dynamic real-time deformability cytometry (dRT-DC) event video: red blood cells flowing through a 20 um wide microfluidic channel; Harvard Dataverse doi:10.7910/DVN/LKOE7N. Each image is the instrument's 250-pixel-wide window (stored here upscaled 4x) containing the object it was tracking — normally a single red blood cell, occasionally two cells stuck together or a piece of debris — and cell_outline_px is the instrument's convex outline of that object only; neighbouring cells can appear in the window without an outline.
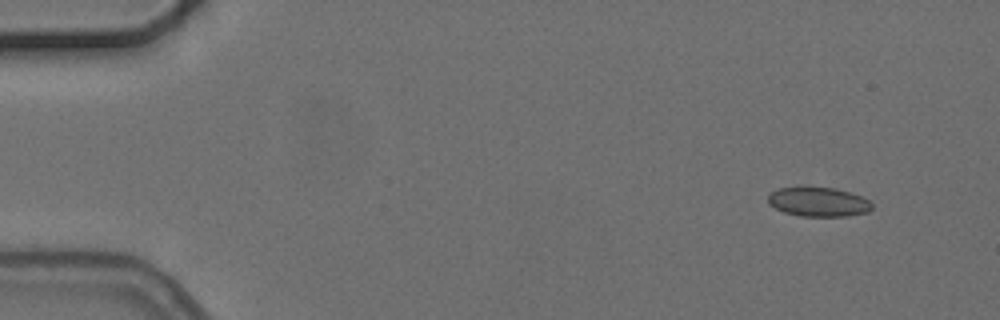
{"species": "common noctule bat (a hibernating species)", "species_latin": "Nyctalus noctula", "temperature_condition": "cold", "stored_images_in_passage": 6, "camera_frame_rate_fps": 3000, "um_per_image_px": 0.085, "animal": {"sex": "female", "body_mass_g": 24.6, "forearm_length_mm": 56.2}, "frame": {"image": 1, "passage_image": 1, "time_ms": 0.0, "image_size_px": [1000, 320], "cell_outline_px": [[872, 208], [868, 212], [848, 216], [800, 216], [784, 212], [768, 204], [768, 196], [776, 188], [800, 184], [804, 184], [836, 188], [860, 196], [868, 200], [872, 204]], "centroid_in_image_um": [69.5, 17.11], "position_along_channel_um": 15.5, "area_um2": 18.44}}
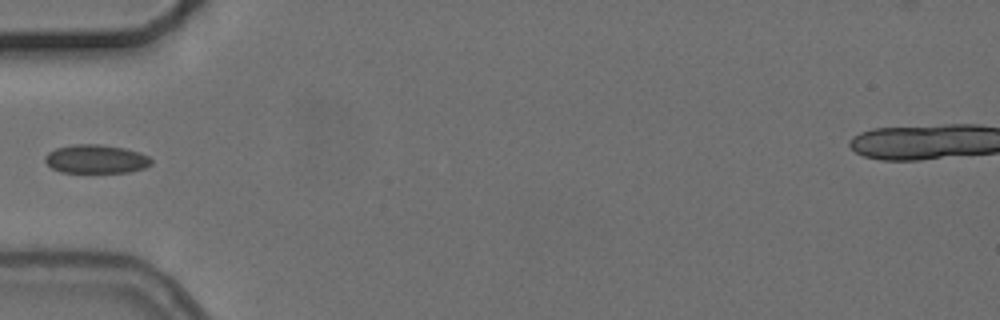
{"frame": {"image": 2, "passage_image": 5, "time_ms": 4.667, "image_size_px": [1000, 320], "cell_outline_px": [[152, 164], [144, 168], [128, 172], [60, 172], [52, 168], [44, 160], [44, 156], [48, 152], [56, 148], [76, 144], [100, 144], [124, 148], [140, 152], [148, 156], [152, 160]], "centroid_in_image_um": [8.16, 13.51], "position_along_channel_um": 76.8, "area_um2": 17.74}}
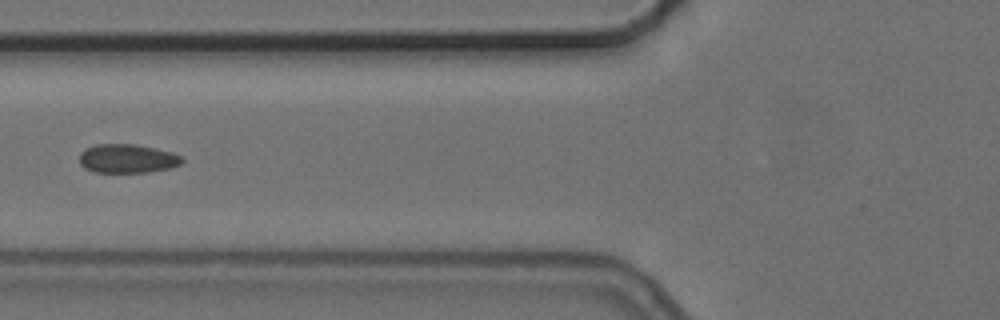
{"frame": {"image": 3, "passage_image": 6, "time_ms": 5.667, "image_size_px": [1000, 320], "cell_outline_px": [[184, 160], [180, 164], [172, 168], [148, 172], [92, 172], [84, 168], [80, 164], [80, 152], [96, 144], [136, 144], [172, 152], [184, 156]], "centroid_in_image_um": [10.85, 13.48], "position_along_channel_um": 114.9, "area_um2": 17.4}}